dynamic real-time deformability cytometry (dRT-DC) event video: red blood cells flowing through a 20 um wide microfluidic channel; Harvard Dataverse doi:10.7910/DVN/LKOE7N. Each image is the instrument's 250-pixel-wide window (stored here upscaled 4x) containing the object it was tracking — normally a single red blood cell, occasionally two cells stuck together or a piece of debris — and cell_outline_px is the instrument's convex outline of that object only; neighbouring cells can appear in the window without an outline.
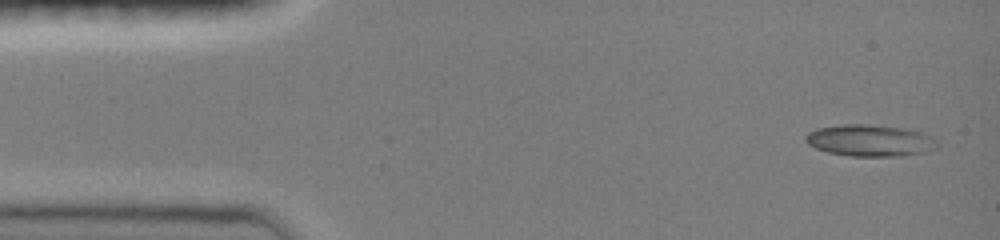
{"species": "common noctule bat (a hibernating species)", "species_latin": "Nyctalus noctula", "temperature_condition": "room temperature", "stored_images_in_passage": 6, "camera_frame_rate_fps": 3000, "um_per_image_px": 0.085, "animal": {"sex": "female", "body_mass_g": 19.0, "forearm_length_mm": 51.5}, "frame": {"image": 1, "passage_image": 1, "time_ms": 0.0, "image_size_px": [1000, 240], "cell_outline_px": [[940, 144], [936, 148], [924, 152], [904, 156], [852, 156], [828, 152], [816, 148], [808, 144], [804, 140], [804, 136], [808, 132], [816, 128], [844, 124], [868, 124], [904, 128], [924, 132], [932, 136]], "centroid_in_image_um": [73.97, 11.93], "position_along_channel_um": 11.0, "area_um2": 24.57}}
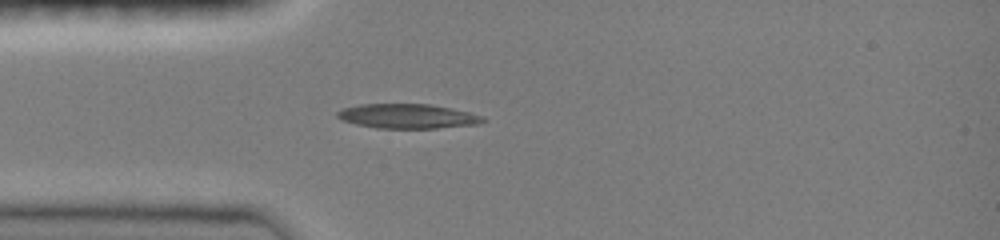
{"frame": {"image": 2, "passage_image": 6, "time_ms": 1.667, "image_size_px": [1000, 240], "cell_outline_px": [[488, 120], [476, 124], [436, 128], [376, 128], [356, 124], [340, 120], [336, 116], [336, 112], [344, 108], [360, 104], [428, 104], [468, 112], [484, 116]], "centroid_in_image_um": [34.61, 9.88], "position_along_channel_um": 50.4, "area_um2": 20.69}}